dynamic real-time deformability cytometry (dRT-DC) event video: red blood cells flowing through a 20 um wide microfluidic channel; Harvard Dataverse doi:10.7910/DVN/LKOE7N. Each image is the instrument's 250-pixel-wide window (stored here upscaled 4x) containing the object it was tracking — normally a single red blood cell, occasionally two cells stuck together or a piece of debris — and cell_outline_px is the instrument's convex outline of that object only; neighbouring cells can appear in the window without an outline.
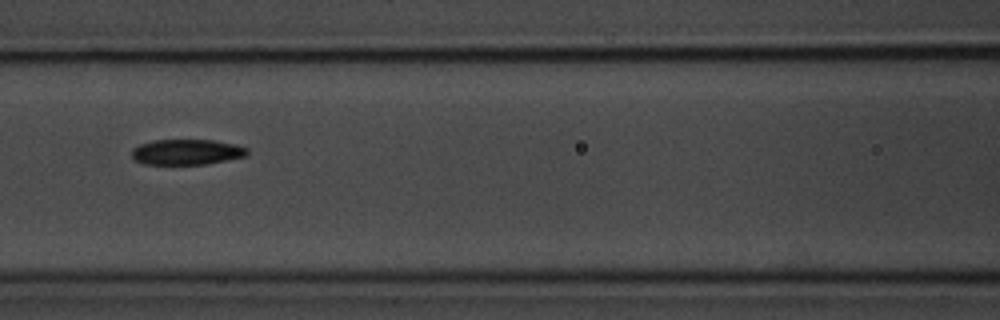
{"species": "common noctule bat (a hibernating species)", "species_latin": "Nyctalus noctula", "temperature_condition": "room temperature", "stored_images_in_passage": 16, "camera_frame_rate_fps": 3000, "um_per_image_px": 0.085, "animal": {"sex": "male", "body_mass_g": 20.1, "forearm_length_mm": 53.5}, "frame": {"image": 1, "passage_image": 7, "time_ms": 7.667, "image_size_px": [1000, 320], "cell_outline_px": [[248, 152], [244, 156], [208, 164], [144, 164], [132, 160], [132, 148], [140, 144], [152, 140], [212, 140], [236, 144], [248, 148]], "centroid_in_image_um": [15.83, 12.92], "position_along_channel_um": 150.8, "area_um2": 17.22}}
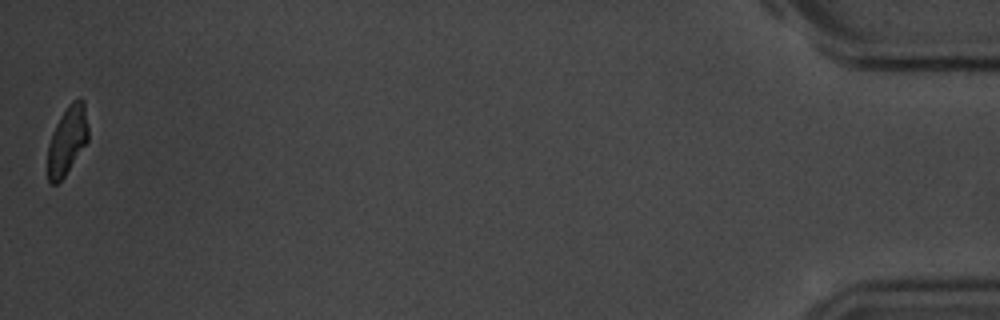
{"frame": {"image": 2, "passage_image": 16, "time_ms": 18.333, "image_size_px": [1000, 320], "cell_outline_px": [[88, 140], [64, 176], [56, 184], [48, 184], [48, 144], [56, 124], [60, 116], [68, 104], [72, 100], [80, 96], [84, 100], [88, 128]], "centroid_in_image_um": [5.72, 11.89], "position_along_channel_um": 429.5, "area_um2": 16.13}}